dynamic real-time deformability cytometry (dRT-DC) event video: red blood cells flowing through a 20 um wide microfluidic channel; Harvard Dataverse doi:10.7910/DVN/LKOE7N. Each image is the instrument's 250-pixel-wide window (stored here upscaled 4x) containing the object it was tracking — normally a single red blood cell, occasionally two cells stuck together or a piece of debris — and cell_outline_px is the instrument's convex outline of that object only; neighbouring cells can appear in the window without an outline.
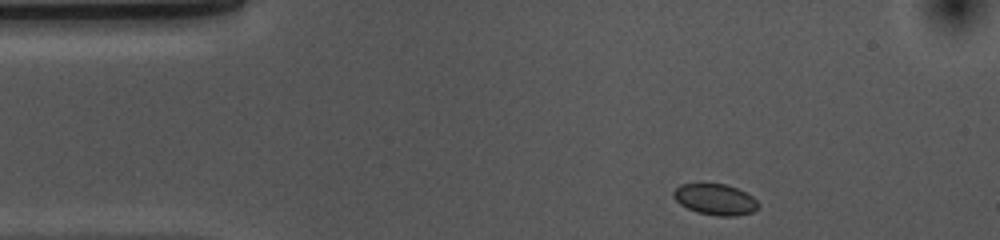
{"species": "common noctule bat (a hibernating species)", "species_latin": "Nyctalus noctula", "temperature_condition": "cold", "stored_images_in_passage": 40, "camera_frame_rate_fps": 3000, "um_per_image_px": 0.085, "animal": {"sex": "female", "body_mass_g": 10.0, "forearm_length_mm": 53.1}, "frame": {"image": 1, "passage_image": 1, "time_ms": 0.0, "image_size_px": [1000, 240], "cell_outline_px": [[760, 204], [752, 212], [736, 216], [720, 216], [696, 212], [680, 204], [672, 196], [672, 192], [680, 184], [728, 184], [752, 196]], "centroid_in_image_um": [60.78, 16.95], "position_along_channel_um": 24.2, "area_um2": 15.26}}
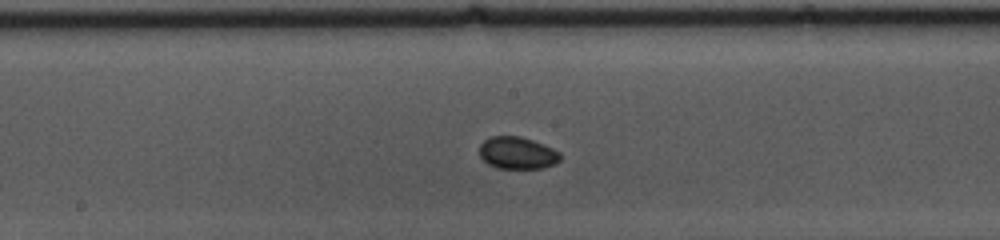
{"frame": {"image": 2, "passage_image": 20, "time_ms": 6.333, "image_size_px": [1000, 240], "cell_outline_px": [[560, 160], [556, 164], [544, 168], [496, 168], [488, 164], [480, 156], [480, 144], [484, 140], [492, 136], [520, 136], [532, 140], [552, 148], [560, 152]], "centroid_in_image_um": [43.98, 13.01], "position_along_channel_um": 204.2, "area_um2": 15.14}}
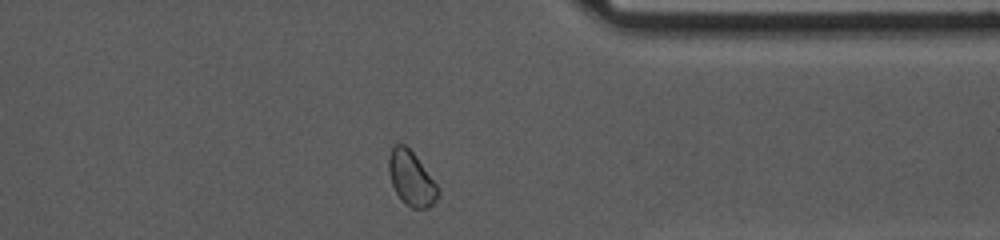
{"frame": {"image": 3, "passage_image": 35, "time_ms": 11.333, "image_size_px": [1000, 240], "cell_outline_px": [[440, 192], [436, 200], [428, 208], [412, 208], [396, 192], [392, 184], [388, 172], [388, 156], [392, 148], [396, 144], [404, 144], [416, 156], [436, 184]], "centroid_in_image_um": [34.95, 15.15], "position_along_channel_um": 376.5, "area_um2": 15.26}}